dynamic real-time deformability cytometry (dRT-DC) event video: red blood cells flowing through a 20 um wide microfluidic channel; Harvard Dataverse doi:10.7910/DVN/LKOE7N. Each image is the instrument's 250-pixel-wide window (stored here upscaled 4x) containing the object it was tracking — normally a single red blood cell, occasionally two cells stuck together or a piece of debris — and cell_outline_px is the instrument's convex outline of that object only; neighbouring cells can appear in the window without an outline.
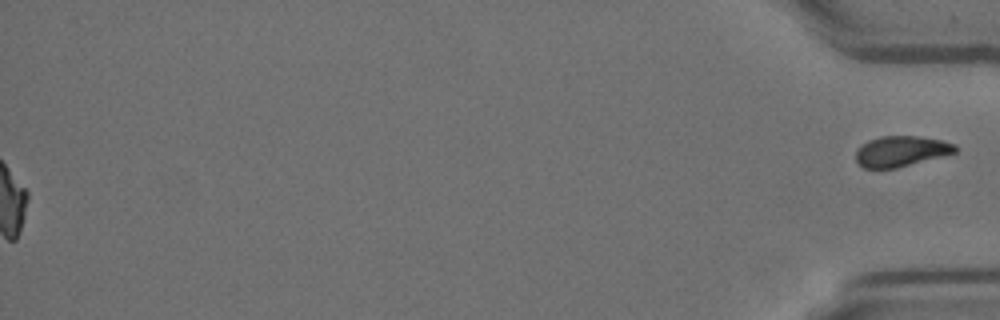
{"species": "Egyptian fruit bat (a non-hibernating species)", "species_latin": "Rousettus aegyptiacus", "temperature_condition": "room temperature", "stored_images_in_passage": 45, "segment_of_instrument_passage": [2, 2], "camera_frame_rate_fps": 3000, "um_per_image_px": 0.085, "animal": {"sex": "female"}, "frame": {"image": 1, "passage_image": 45, "time_ms": 14.667, "image_size_px": [1000, 320], "cell_outline_px": [[956, 152], [896, 168], [864, 168], [856, 160], [856, 152], [860, 144], [868, 140], [880, 136], [920, 136], [940, 140], [956, 144]], "centroid_in_image_um": [76.56, 12.84], "position_along_channel_um": 358.6, "area_um2": 17.57}}